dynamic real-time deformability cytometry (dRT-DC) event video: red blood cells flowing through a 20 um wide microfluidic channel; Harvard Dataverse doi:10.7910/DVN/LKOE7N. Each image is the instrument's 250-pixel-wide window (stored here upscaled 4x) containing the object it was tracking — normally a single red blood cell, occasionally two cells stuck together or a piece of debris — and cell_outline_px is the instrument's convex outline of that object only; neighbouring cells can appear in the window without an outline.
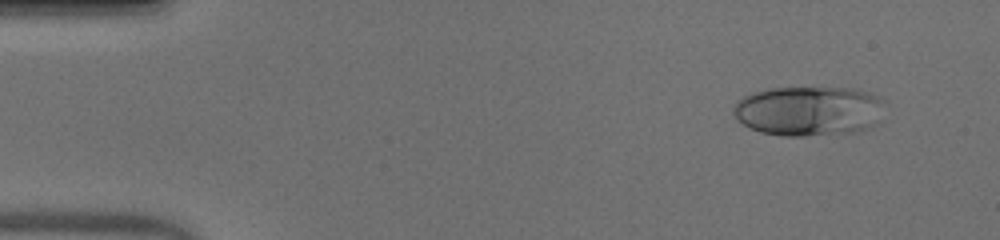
{"species": "human", "species_latin": "Homo sapiens", "temperature_condition": "warm", "stored_images_in_passage": 51, "camera_frame_rate_fps": 3000, "um_per_image_px": 0.085, "donor": {"sex": "male"}, "frame": {"image": 1, "passage_image": 5, "time_ms": 1.333, "image_size_px": [1000, 240], "cell_outline_px": [[888, 100], [872, 124], [856, 132], [804, 136], [780, 136], [760, 132], [744, 124], [736, 116], [732, 108], [736, 100], [752, 92], [772, 88], [844, 88], [868, 92]], "centroid_in_image_um": [68.71, 9.42], "position_along_channel_um": 16.3, "area_um2": 43.64}}
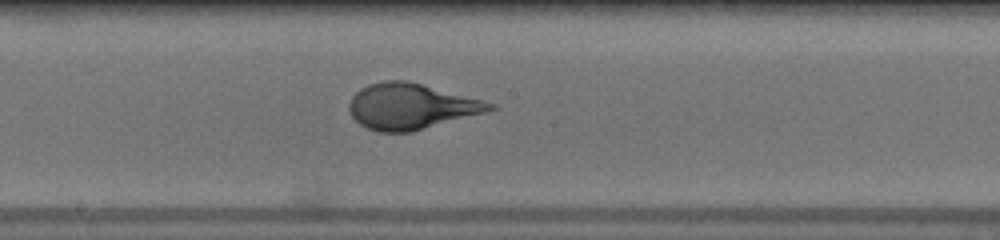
{"frame": {"image": 2, "passage_image": 28, "time_ms": 9.0, "image_size_px": [1000, 240], "cell_outline_px": [[496, 108], [484, 112], [412, 132], [380, 132], [368, 128], [360, 124], [352, 116], [348, 108], [348, 104], [352, 96], [360, 88], [368, 84], [384, 80], [408, 80], [484, 100], [496, 104]], "centroid_in_image_um": [34.91, 9.03], "position_along_channel_um": 213.3, "area_um2": 37.45}}
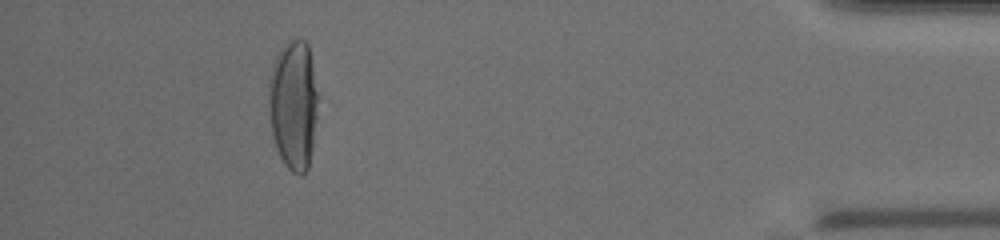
{"frame": {"image": 3, "passage_image": 47, "time_ms": 15.333, "image_size_px": [1000, 240], "cell_outline_px": [[316, 120], [312, 148], [308, 168], [300, 176], [292, 172], [284, 164], [276, 148], [272, 132], [268, 104], [268, 80], [272, 68], [280, 48], [288, 40], [304, 40], [308, 44], [316, 92]], "centroid_in_image_um": [24.91, 8.93], "position_along_channel_um": 410.3, "area_um2": 36.82}, "authors_computed_cell_mechanics": {"area_um2": 38.2636, "velocity_mm_per_s": 3.9961, "shape_relaxation_time_tau1_ms": 5.6335, "shape_relaxation_time_tau2_ms": null, "deformation_change_tau1": 0.2845, "deformation_change_tau2": null}}